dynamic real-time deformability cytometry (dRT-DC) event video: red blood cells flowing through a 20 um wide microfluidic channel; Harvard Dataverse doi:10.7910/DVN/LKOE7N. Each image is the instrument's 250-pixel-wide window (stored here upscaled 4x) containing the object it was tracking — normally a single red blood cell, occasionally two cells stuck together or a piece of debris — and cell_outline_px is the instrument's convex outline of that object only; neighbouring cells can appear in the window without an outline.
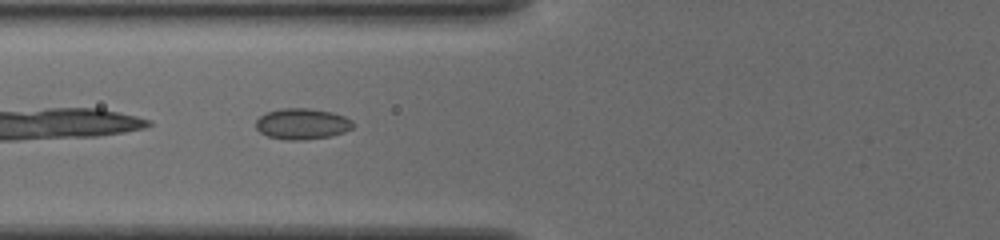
{"species": "common noctule bat (a hibernating species)", "species_latin": "Nyctalus noctula", "temperature_condition": "cold", "stored_images_in_passage": 6, "camera_frame_rate_fps": 3000, "um_per_image_px": 0.085, "animal": {"sex": "female", "body_mass_g": 19.5, "forearm_length_mm": 54.1}, "frame": {"image": 1, "passage_image": 3, "time_ms": 0.667, "image_size_px": [1000, 240], "cell_outline_px": [[352, 128], [344, 132], [328, 136], [304, 140], [288, 140], [268, 136], [260, 132], [256, 128], [256, 120], [260, 116], [268, 112], [280, 108], [308, 108], [332, 112], [344, 116], [352, 120]], "centroid_in_image_um": [25.67, 10.52], "position_along_channel_um": 100.1, "area_um2": 17.4}}
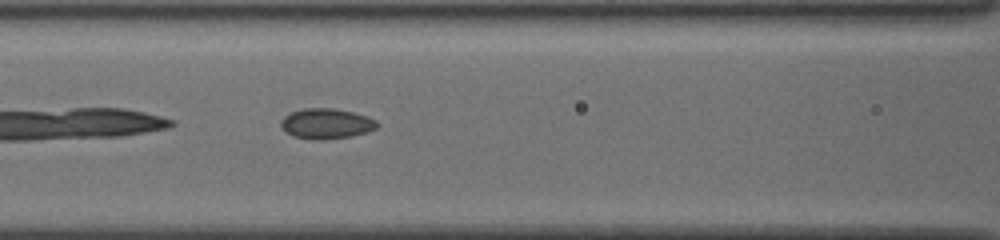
{"frame": {"image": 2, "passage_image": 6, "time_ms": 1.667, "image_size_px": [1000, 240], "cell_outline_px": [[376, 128], [352, 136], [320, 140], [312, 140], [292, 136], [280, 124], [284, 116], [292, 112], [304, 108], [332, 108], [352, 112], [368, 116], [376, 120]], "centroid_in_image_um": [27.72, 10.51], "position_along_channel_um": 138.9, "area_um2": 16.76}}